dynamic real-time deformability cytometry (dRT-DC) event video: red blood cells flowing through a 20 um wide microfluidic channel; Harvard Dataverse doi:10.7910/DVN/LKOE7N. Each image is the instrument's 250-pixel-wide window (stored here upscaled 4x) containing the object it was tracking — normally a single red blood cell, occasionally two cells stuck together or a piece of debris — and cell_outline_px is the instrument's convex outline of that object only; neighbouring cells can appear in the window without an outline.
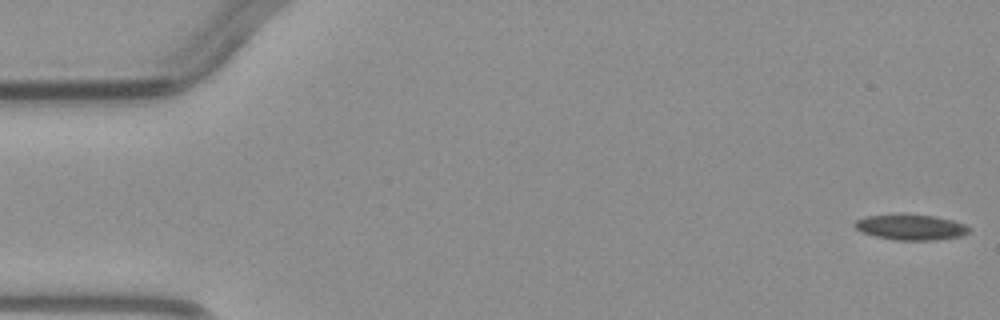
{"species": "common noctule bat (a hibernating species)", "species_latin": "Nyctalus noctula", "temperature_condition": "warm", "stored_images_in_passage": 4, "camera_frame_rate_fps": 3000, "um_per_image_px": 0.085, "animal": {"sex": "male", "body_mass_g": 23.1, "forearm_length_mm": 52.7}, "frame": {"image": 1, "passage_image": 1, "time_ms": 0.0, "image_size_px": [1000, 320], "cell_outline_px": [[972, 228], [968, 232], [960, 236], [936, 240], [896, 240], [876, 236], [864, 232], [856, 228], [852, 224], [856, 220], [868, 216], [900, 212], [936, 216], [952, 220], [964, 224]], "centroid_in_image_um": [77.42, 19.28], "position_along_channel_um": 7.6, "area_um2": 17.34}}
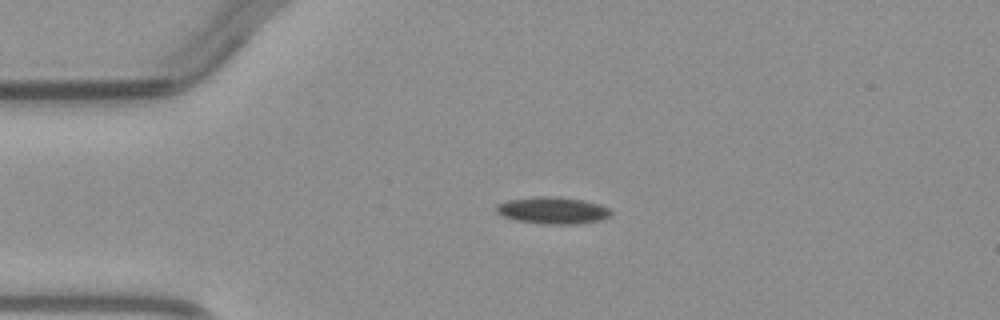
{"frame": {"image": 2, "passage_image": 3, "time_ms": 3.333, "image_size_px": [1000, 320], "cell_outline_px": [[612, 216], [604, 220], [576, 224], [540, 224], [516, 220], [504, 216], [496, 212], [496, 204], [508, 200], [536, 196], [552, 196], [584, 200], [600, 204], [608, 208], [612, 212]], "centroid_in_image_um": [47.02, 17.89], "position_along_channel_um": 38.0, "area_um2": 18.21}}